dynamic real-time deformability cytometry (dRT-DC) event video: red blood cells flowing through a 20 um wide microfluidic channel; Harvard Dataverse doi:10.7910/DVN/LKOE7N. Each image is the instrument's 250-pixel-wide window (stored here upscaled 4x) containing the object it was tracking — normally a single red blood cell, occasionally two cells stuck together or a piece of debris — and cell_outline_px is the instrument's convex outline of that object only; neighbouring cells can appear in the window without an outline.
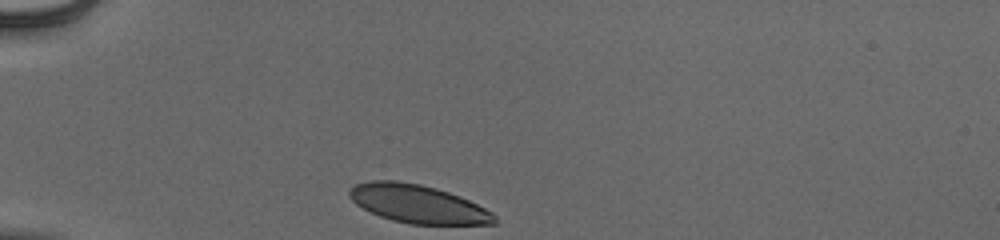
{"species": "human", "species_latin": "Homo sapiens", "temperature_condition": "cold", "stored_images_in_passage": 31, "camera_frame_rate_fps": 3000, "um_per_image_px": 0.085, "donor": {"sex": "male"}, "frame": {"image": 1, "passage_image": 1, "time_ms": 0.0, "image_size_px": [1000, 240], "cell_outline_px": [[496, 224], [408, 224], [392, 220], [380, 216], [356, 204], [348, 196], [348, 192], [356, 184], [368, 180], [396, 180], [420, 184], [436, 188], [460, 196], [492, 212], [496, 216]], "centroid_in_image_um": [35.51, 17.33], "position_along_channel_um": 49.5, "area_um2": 32.19}}
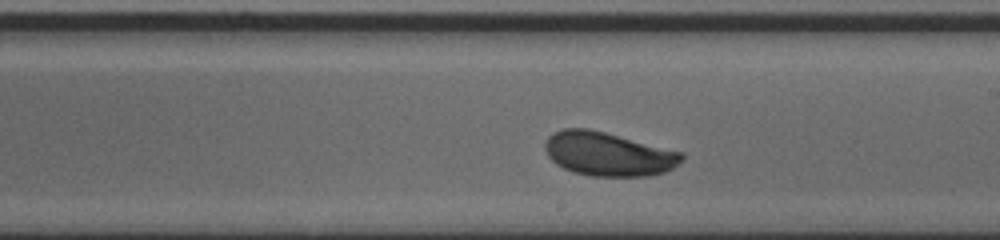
{"frame": {"image": 2, "passage_image": 18, "time_ms": 5.667, "image_size_px": [1000, 240], "cell_outline_px": [[684, 160], [672, 168], [664, 172], [648, 176], [588, 176], [572, 172], [556, 164], [548, 156], [544, 148], [544, 144], [548, 136], [552, 132], [564, 128], [588, 128], [684, 152]], "centroid_in_image_um": [51.69, 13.09], "position_along_channel_um": 237.3, "area_um2": 35.14}}
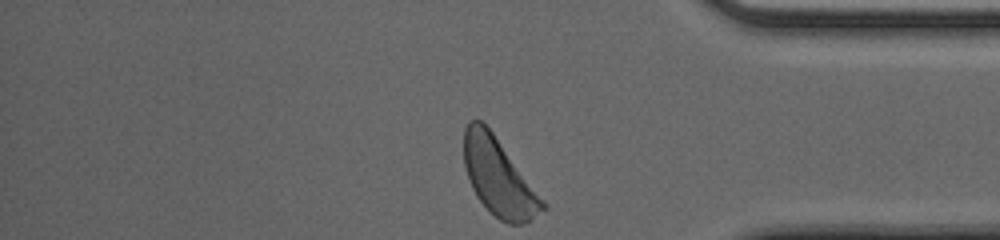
{"frame": {"image": 3, "passage_image": 31, "time_ms": 10.0, "image_size_px": [1000, 240], "cell_outline_px": [[548, 208], [524, 224], [508, 224], [500, 220], [476, 196], [472, 188], [464, 164], [464, 128], [468, 120], [480, 120], [492, 132], [548, 204]], "centroid_in_image_um": [42.41, 15.08], "position_along_channel_um": 392.8, "area_um2": 35.08}, "authors_computed_cell_mechanics": {"area_um2": 34.5644, "velocity_mm_per_s": 3.885, "shape_relaxation_time_tau1_ms": 2.5166, "shape_relaxation_time_tau2_ms": null, "deformation_change_tau1": 0.1153, "deformation_change_tau2": null}}